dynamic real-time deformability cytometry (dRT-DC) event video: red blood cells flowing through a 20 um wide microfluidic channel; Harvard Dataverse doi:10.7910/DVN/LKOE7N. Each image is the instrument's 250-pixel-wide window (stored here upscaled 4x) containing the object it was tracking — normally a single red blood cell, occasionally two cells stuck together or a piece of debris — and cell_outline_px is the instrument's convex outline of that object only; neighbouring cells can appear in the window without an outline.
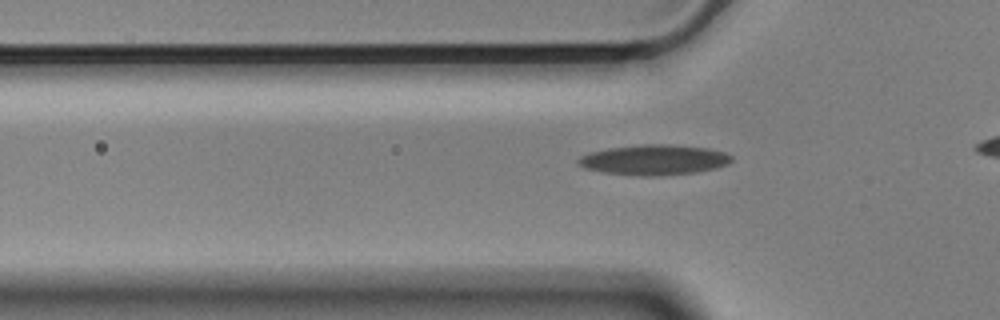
{"species": "Egyptian fruit bat (a non-hibernating species)", "species_latin": "Rousettus aegyptiacus", "temperature_condition": "cold", "stored_images_in_passage": 33, "camera_frame_rate_fps": 3000, "um_per_image_px": 0.085, "animal": {"sex": "male"}, "frame": {"image": 1, "passage_image": 5, "time_ms": 1.333, "image_size_px": [1000, 320], "cell_outline_px": [[732, 160], [728, 164], [716, 168], [696, 172], [652, 176], [640, 176], [604, 172], [584, 168], [576, 164], [576, 160], [580, 156], [588, 152], [608, 148], [640, 144], [668, 144], [708, 148], [724, 152], [732, 156]], "centroid_in_image_um": [55.56, 13.58], "position_along_channel_um": 70.2, "area_um2": 27.17}}
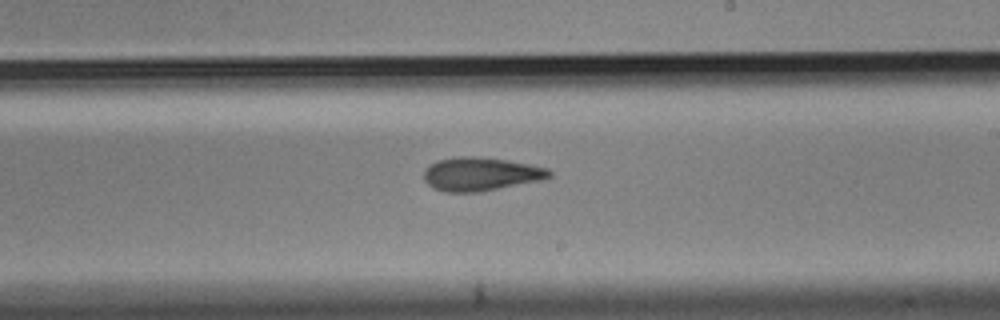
{"frame": {"image": 2, "passage_image": 20, "time_ms": 6.333, "image_size_px": [1000, 320], "cell_outline_px": [[552, 176], [544, 180], [480, 192], [444, 192], [432, 188], [424, 180], [424, 168], [436, 160], [456, 156], [472, 156], [508, 160], [548, 168], [552, 172]], "centroid_in_image_um": [40.85, 14.8], "position_along_channel_um": 248.1, "area_um2": 24.85}}
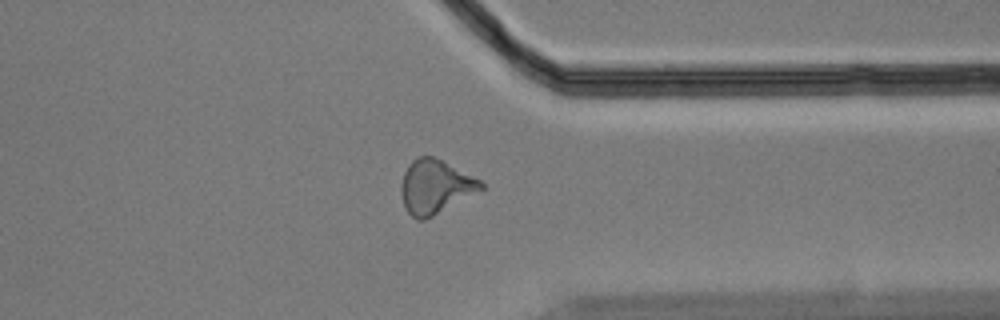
{"frame": {"image": 3, "passage_image": 31, "time_ms": 10.0, "image_size_px": [1000, 320], "cell_outline_px": [[484, 188], [432, 216], [424, 220], [416, 220], [408, 212], [404, 204], [400, 192], [400, 184], [404, 172], [408, 164], [412, 160], [420, 156], [432, 156], [480, 180], [484, 184]], "centroid_in_image_um": [36.94, 15.87], "position_along_channel_um": 374.5, "area_um2": 24.57}}